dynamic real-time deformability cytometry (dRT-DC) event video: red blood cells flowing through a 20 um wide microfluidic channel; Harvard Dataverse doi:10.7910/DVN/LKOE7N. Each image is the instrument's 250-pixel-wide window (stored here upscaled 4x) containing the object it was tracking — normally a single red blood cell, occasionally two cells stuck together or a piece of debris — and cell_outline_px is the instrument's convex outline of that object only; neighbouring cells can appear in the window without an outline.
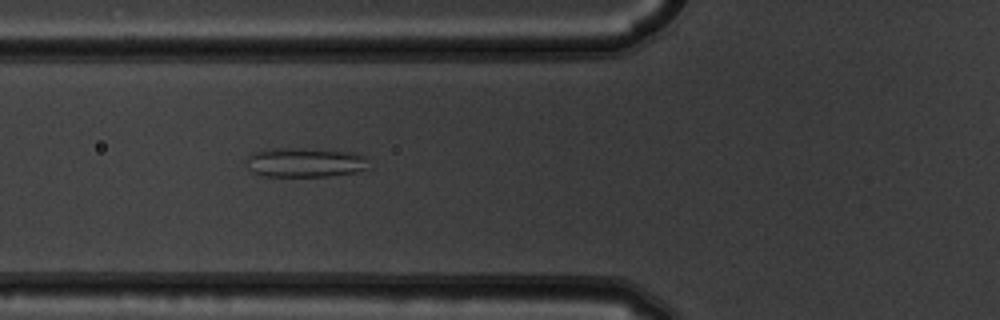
{"species": "common noctule bat (a hibernating species)", "species_latin": "Nyctalus noctula", "temperature_condition": "warm", "stored_images_in_passage": 7, "camera_frame_rate_fps": 3000, "um_per_image_px": 0.085, "animal": {"sex": "male", "body_mass_g": 19.5, "forearm_length_mm": 54.6}, "frame": {"image": 1, "passage_image": 7, "time_ms": 2.0, "image_size_px": [1000, 320], "cell_outline_px": [[368, 156], [364, 168], [356, 172], [328, 176], [260, 176], [248, 168], [244, 164], [244, 160], [252, 152], [272, 148], [300, 148], [356, 152]], "centroid_in_image_um": [25.86, 13.79], "position_along_channel_um": 99.9, "area_um2": 21.21}}